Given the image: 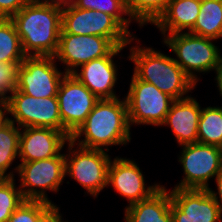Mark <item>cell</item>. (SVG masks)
<instances>
[{"instance_id": "obj_1", "label": "cell", "mask_w": 222, "mask_h": 222, "mask_svg": "<svg viewBox=\"0 0 222 222\" xmlns=\"http://www.w3.org/2000/svg\"><path fill=\"white\" fill-rule=\"evenodd\" d=\"M130 129L126 100L101 99L70 140L83 148L103 150L107 147L105 150L109 151L108 146L126 145L131 141ZM81 136L84 139L80 140Z\"/></svg>"}, {"instance_id": "obj_2", "label": "cell", "mask_w": 222, "mask_h": 222, "mask_svg": "<svg viewBox=\"0 0 222 222\" xmlns=\"http://www.w3.org/2000/svg\"><path fill=\"white\" fill-rule=\"evenodd\" d=\"M11 20L26 56H54L62 30V6L28 2Z\"/></svg>"}, {"instance_id": "obj_3", "label": "cell", "mask_w": 222, "mask_h": 222, "mask_svg": "<svg viewBox=\"0 0 222 222\" xmlns=\"http://www.w3.org/2000/svg\"><path fill=\"white\" fill-rule=\"evenodd\" d=\"M134 63V75L155 85L174 100L188 97L196 85L185 74L173 57L140 45L131 46L128 57Z\"/></svg>"}, {"instance_id": "obj_4", "label": "cell", "mask_w": 222, "mask_h": 222, "mask_svg": "<svg viewBox=\"0 0 222 222\" xmlns=\"http://www.w3.org/2000/svg\"><path fill=\"white\" fill-rule=\"evenodd\" d=\"M163 41L176 54L175 62L195 85L200 80L196 74L214 71L222 57L219 47L212 43L214 39L189 32L166 35Z\"/></svg>"}, {"instance_id": "obj_5", "label": "cell", "mask_w": 222, "mask_h": 222, "mask_svg": "<svg viewBox=\"0 0 222 222\" xmlns=\"http://www.w3.org/2000/svg\"><path fill=\"white\" fill-rule=\"evenodd\" d=\"M61 27V33L108 38L116 47H126L134 40H137L138 44L140 42L110 14L92 9H79L71 2L62 6Z\"/></svg>"}, {"instance_id": "obj_6", "label": "cell", "mask_w": 222, "mask_h": 222, "mask_svg": "<svg viewBox=\"0 0 222 222\" xmlns=\"http://www.w3.org/2000/svg\"><path fill=\"white\" fill-rule=\"evenodd\" d=\"M74 146L70 140L67 148L69 152L65 154V176L74 178L95 198L102 189L108 187L111 156L104 149H87L80 146L75 149Z\"/></svg>"}, {"instance_id": "obj_7", "label": "cell", "mask_w": 222, "mask_h": 222, "mask_svg": "<svg viewBox=\"0 0 222 222\" xmlns=\"http://www.w3.org/2000/svg\"><path fill=\"white\" fill-rule=\"evenodd\" d=\"M14 172L20 177L22 196L25 200H42L53 202L47 197L46 191L58 192L65 176V154L55 157L21 162Z\"/></svg>"}, {"instance_id": "obj_8", "label": "cell", "mask_w": 222, "mask_h": 222, "mask_svg": "<svg viewBox=\"0 0 222 222\" xmlns=\"http://www.w3.org/2000/svg\"><path fill=\"white\" fill-rule=\"evenodd\" d=\"M125 100L130 128L133 124L162 126L174 102L155 85L138 79L134 74Z\"/></svg>"}, {"instance_id": "obj_9", "label": "cell", "mask_w": 222, "mask_h": 222, "mask_svg": "<svg viewBox=\"0 0 222 222\" xmlns=\"http://www.w3.org/2000/svg\"><path fill=\"white\" fill-rule=\"evenodd\" d=\"M182 147L178 162L185 176L174 188L208 189V181L222 169V148L198 142Z\"/></svg>"}, {"instance_id": "obj_10", "label": "cell", "mask_w": 222, "mask_h": 222, "mask_svg": "<svg viewBox=\"0 0 222 222\" xmlns=\"http://www.w3.org/2000/svg\"><path fill=\"white\" fill-rule=\"evenodd\" d=\"M6 104L8 114H11L9 121L20 128L43 127L62 131L57 97L37 98L15 90Z\"/></svg>"}, {"instance_id": "obj_11", "label": "cell", "mask_w": 222, "mask_h": 222, "mask_svg": "<svg viewBox=\"0 0 222 222\" xmlns=\"http://www.w3.org/2000/svg\"><path fill=\"white\" fill-rule=\"evenodd\" d=\"M54 56H26L18 68L17 88L32 97H57L65 72L59 71Z\"/></svg>"}, {"instance_id": "obj_12", "label": "cell", "mask_w": 222, "mask_h": 222, "mask_svg": "<svg viewBox=\"0 0 222 222\" xmlns=\"http://www.w3.org/2000/svg\"><path fill=\"white\" fill-rule=\"evenodd\" d=\"M62 132L71 136L85 121L99 99L72 74H66L57 93Z\"/></svg>"}, {"instance_id": "obj_13", "label": "cell", "mask_w": 222, "mask_h": 222, "mask_svg": "<svg viewBox=\"0 0 222 222\" xmlns=\"http://www.w3.org/2000/svg\"><path fill=\"white\" fill-rule=\"evenodd\" d=\"M116 46L105 37L60 33L59 45L54 58L65 65L66 74L91 60L107 56Z\"/></svg>"}, {"instance_id": "obj_14", "label": "cell", "mask_w": 222, "mask_h": 222, "mask_svg": "<svg viewBox=\"0 0 222 222\" xmlns=\"http://www.w3.org/2000/svg\"><path fill=\"white\" fill-rule=\"evenodd\" d=\"M173 222H220L222 211L208 189L170 190Z\"/></svg>"}, {"instance_id": "obj_15", "label": "cell", "mask_w": 222, "mask_h": 222, "mask_svg": "<svg viewBox=\"0 0 222 222\" xmlns=\"http://www.w3.org/2000/svg\"><path fill=\"white\" fill-rule=\"evenodd\" d=\"M107 185H111L118 194L125 197L129 204L149 198L161 185L146 186L138 164L133 160L116 157L108 166Z\"/></svg>"}, {"instance_id": "obj_16", "label": "cell", "mask_w": 222, "mask_h": 222, "mask_svg": "<svg viewBox=\"0 0 222 222\" xmlns=\"http://www.w3.org/2000/svg\"><path fill=\"white\" fill-rule=\"evenodd\" d=\"M19 137V160L32 162L61 155L65 143L70 141L66 132L43 127L21 128Z\"/></svg>"}, {"instance_id": "obj_17", "label": "cell", "mask_w": 222, "mask_h": 222, "mask_svg": "<svg viewBox=\"0 0 222 222\" xmlns=\"http://www.w3.org/2000/svg\"><path fill=\"white\" fill-rule=\"evenodd\" d=\"M125 47H115L107 56L94 59L71 73L78 81L84 84L99 100L115 99L119 96L114 92L117 78V66L113 57L119 55Z\"/></svg>"}, {"instance_id": "obj_18", "label": "cell", "mask_w": 222, "mask_h": 222, "mask_svg": "<svg viewBox=\"0 0 222 222\" xmlns=\"http://www.w3.org/2000/svg\"><path fill=\"white\" fill-rule=\"evenodd\" d=\"M201 107L194 97L174 100L162 125L171 127L179 145L198 142V123Z\"/></svg>"}, {"instance_id": "obj_19", "label": "cell", "mask_w": 222, "mask_h": 222, "mask_svg": "<svg viewBox=\"0 0 222 222\" xmlns=\"http://www.w3.org/2000/svg\"><path fill=\"white\" fill-rule=\"evenodd\" d=\"M171 196L165 186L155 191L149 198L125 207L126 222H173Z\"/></svg>"}, {"instance_id": "obj_20", "label": "cell", "mask_w": 222, "mask_h": 222, "mask_svg": "<svg viewBox=\"0 0 222 222\" xmlns=\"http://www.w3.org/2000/svg\"><path fill=\"white\" fill-rule=\"evenodd\" d=\"M201 7V0H170L166 11L154 23L166 36L181 33L194 27ZM169 31V32H167Z\"/></svg>"}, {"instance_id": "obj_21", "label": "cell", "mask_w": 222, "mask_h": 222, "mask_svg": "<svg viewBox=\"0 0 222 222\" xmlns=\"http://www.w3.org/2000/svg\"><path fill=\"white\" fill-rule=\"evenodd\" d=\"M189 33L214 40L222 38V0H201L199 15Z\"/></svg>"}, {"instance_id": "obj_22", "label": "cell", "mask_w": 222, "mask_h": 222, "mask_svg": "<svg viewBox=\"0 0 222 222\" xmlns=\"http://www.w3.org/2000/svg\"><path fill=\"white\" fill-rule=\"evenodd\" d=\"M21 128L8 121L0 129V178H14V173L6 172L19 156V137Z\"/></svg>"}, {"instance_id": "obj_23", "label": "cell", "mask_w": 222, "mask_h": 222, "mask_svg": "<svg viewBox=\"0 0 222 222\" xmlns=\"http://www.w3.org/2000/svg\"><path fill=\"white\" fill-rule=\"evenodd\" d=\"M198 143L222 148V107L201 109Z\"/></svg>"}, {"instance_id": "obj_24", "label": "cell", "mask_w": 222, "mask_h": 222, "mask_svg": "<svg viewBox=\"0 0 222 222\" xmlns=\"http://www.w3.org/2000/svg\"><path fill=\"white\" fill-rule=\"evenodd\" d=\"M25 57L14 22L0 18V62H22Z\"/></svg>"}, {"instance_id": "obj_25", "label": "cell", "mask_w": 222, "mask_h": 222, "mask_svg": "<svg viewBox=\"0 0 222 222\" xmlns=\"http://www.w3.org/2000/svg\"><path fill=\"white\" fill-rule=\"evenodd\" d=\"M130 18L140 27L154 24L166 11L170 0H124Z\"/></svg>"}, {"instance_id": "obj_26", "label": "cell", "mask_w": 222, "mask_h": 222, "mask_svg": "<svg viewBox=\"0 0 222 222\" xmlns=\"http://www.w3.org/2000/svg\"><path fill=\"white\" fill-rule=\"evenodd\" d=\"M71 3L79 9L98 10L113 16L131 35L129 25L133 21L127 11L124 0H71ZM126 15L127 17H124Z\"/></svg>"}, {"instance_id": "obj_27", "label": "cell", "mask_w": 222, "mask_h": 222, "mask_svg": "<svg viewBox=\"0 0 222 222\" xmlns=\"http://www.w3.org/2000/svg\"><path fill=\"white\" fill-rule=\"evenodd\" d=\"M14 178H0V222H7L25 200Z\"/></svg>"}, {"instance_id": "obj_28", "label": "cell", "mask_w": 222, "mask_h": 222, "mask_svg": "<svg viewBox=\"0 0 222 222\" xmlns=\"http://www.w3.org/2000/svg\"><path fill=\"white\" fill-rule=\"evenodd\" d=\"M51 204L42 200H24L7 222H36Z\"/></svg>"}, {"instance_id": "obj_29", "label": "cell", "mask_w": 222, "mask_h": 222, "mask_svg": "<svg viewBox=\"0 0 222 222\" xmlns=\"http://www.w3.org/2000/svg\"><path fill=\"white\" fill-rule=\"evenodd\" d=\"M21 63L22 62H0V101L6 102L16 90L18 68ZM7 93L9 94L8 96Z\"/></svg>"}, {"instance_id": "obj_30", "label": "cell", "mask_w": 222, "mask_h": 222, "mask_svg": "<svg viewBox=\"0 0 222 222\" xmlns=\"http://www.w3.org/2000/svg\"><path fill=\"white\" fill-rule=\"evenodd\" d=\"M27 3L28 0H0V18L11 19Z\"/></svg>"}, {"instance_id": "obj_31", "label": "cell", "mask_w": 222, "mask_h": 222, "mask_svg": "<svg viewBox=\"0 0 222 222\" xmlns=\"http://www.w3.org/2000/svg\"><path fill=\"white\" fill-rule=\"evenodd\" d=\"M59 208L55 204H51L37 219L36 222H67L63 221Z\"/></svg>"}, {"instance_id": "obj_32", "label": "cell", "mask_w": 222, "mask_h": 222, "mask_svg": "<svg viewBox=\"0 0 222 222\" xmlns=\"http://www.w3.org/2000/svg\"><path fill=\"white\" fill-rule=\"evenodd\" d=\"M216 181V186H217V192L212 190L211 188H208V191L210 195L213 197L215 202L218 204L220 210L222 211V169L220 172L217 174L215 177Z\"/></svg>"}, {"instance_id": "obj_33", "label": "cell", "mask_w": 222, "mask_h": 222, "mask_svg": "<svg viewBox=\"0 0 222 222\" xmlns=\"http://www.w3.org/2000/svg\"><path fill=\"white\" fill-rule=\"evenodd\" d=\"M7 114L8 108L6 102L0 101V129L9 121V117Z\"/></svg>"}, {"instance_id": "obj_34", "label": "cell", "mask_w": 222, "mask_h": 222, "mask_svg": "<svg viewBox=\"0 0 222 222\" xmlns=\"http://www.w3.org/2000/svg\"><path fill=\"white\" fill-rule=\"evenodd\" d=\"M216 71V78L215 80L217 81V87L220 92V96H222V57L220 59L219 64L215 68Z\"/></svg>"}, {"instance_id": "obj_35", "label": "cell", "mask_w": 222, "mask_h": 222, "mask_svg": "<svg viewBox=\"0 0 222 222\" xmlns=\"http://www.w3.org/2000/svg\"><path fill=\"white\" fill-rule=\"evenodd\" d=\"M30 3H44V4H56L65 6L71 2V0H28Z\"/></svg>"}]
</instances>
